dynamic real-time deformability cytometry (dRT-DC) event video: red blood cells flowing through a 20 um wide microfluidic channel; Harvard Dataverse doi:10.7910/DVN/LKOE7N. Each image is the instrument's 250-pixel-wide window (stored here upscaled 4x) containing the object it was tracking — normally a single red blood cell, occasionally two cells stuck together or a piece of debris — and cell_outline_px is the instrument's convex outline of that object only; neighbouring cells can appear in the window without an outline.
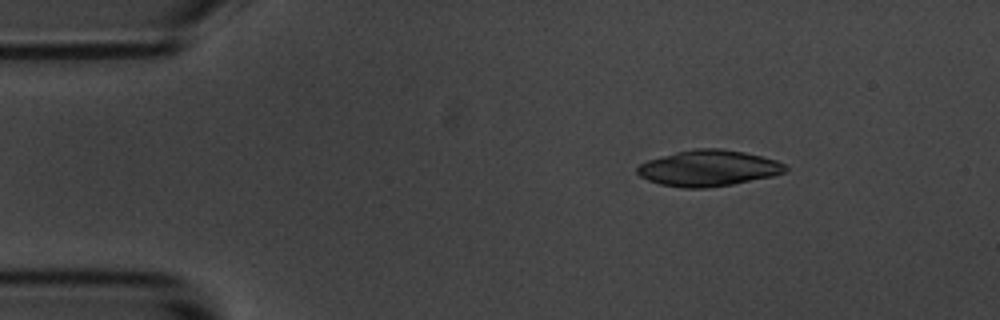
{"species": "common noctule bat (a hibernating species)", "species_latin": "Nyctalus noctula", "temperature_condition": "room temperature", "stored_images_in_passage": 5, "camera_frame_rate_fps": 3000, "um_per_image_px": 0.085, "animal": {"sex": "male", "body_mass_g": 20.1, "forearm_length_mm": 53.5}, "frame": {"image": 1, "passage_image": 3, "time_ms": 2.333, "image_size_px": [1000, 320], "cell_outline_px": [[788, 168], [784, 172], [772, 176], [732, 184], [708, 188], [684, 188], [660, 184], [648, 180], [640, 176], [636, 172], [636, 168], [640, 164], [648, 160], [676, 152], [696, 148], [720, 148], [744, 152], [776, 160], [784, 164]], "centroid_in_image_um": [60.2, 14.29], "position_along_channel_um": 24.8, "area_um2": 30.92}}